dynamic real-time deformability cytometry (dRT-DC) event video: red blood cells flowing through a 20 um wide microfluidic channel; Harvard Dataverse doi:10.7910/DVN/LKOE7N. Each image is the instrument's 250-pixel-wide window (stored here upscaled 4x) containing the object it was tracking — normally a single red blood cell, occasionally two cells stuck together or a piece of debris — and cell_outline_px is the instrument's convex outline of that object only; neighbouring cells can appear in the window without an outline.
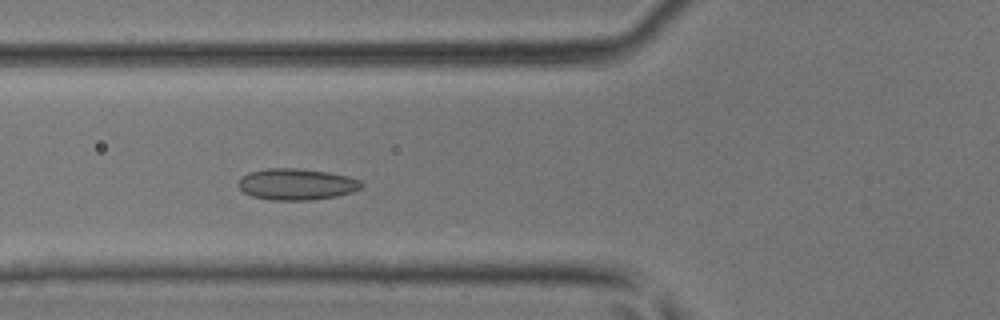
{"species": "common noctule bat (a hibernating species)", "species_latin": "Nyctalus noctula", "temperature_condition": "room temperature", "stored_images_in_passage": 43, "camera_frame_rate_fps": 3000, "um_per_image_px": 0.085, "animal": {"sex": "male", "body_mass_g": 17.9, "forearm_length_mm": 54.2}, "frame": {"image": 1, "passage_image": 15, "time_ms": 4.667, "image_size_px": [1000, 320], "cell_outline_px": [[364, 184], [360, 188], [352, 192], [336, 196], [308, 200], [272, 200], [252, 196], [244, 192], [240, 188], [240, 176], [248, 172], [264, 168], [296, 168], [328, 172], [348, 176], [360, 180]], "centroid_in_image_um": [25.2, 15.65], "position_along_channel_um": 100.6, "area_um2": 22.48}}
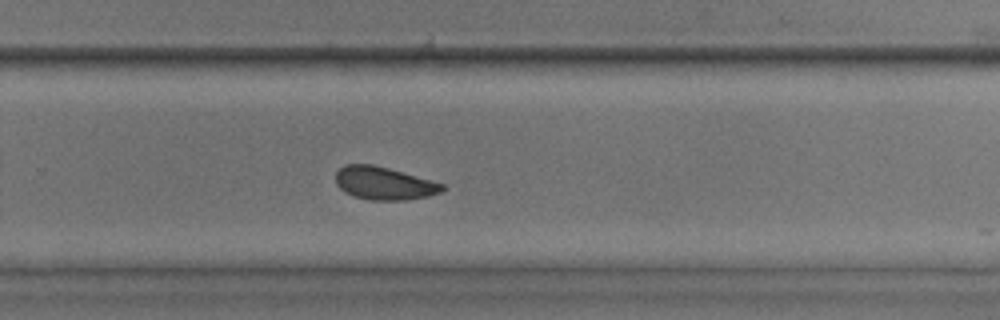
{"frame": {"image": 2, "passage_image": 28, "time_ms": 9.0, "image_size_px": [1000, 320], "cell_outline_px": [[444, 188], [440, 192], [428, 196], [408, 200], [372, 200], [352, 196], [344, 192], [336, 184], [336, 172], [344, 164], [372, 164], [388, 168], [444, 184]], "centroid_in_image_um": [32.6, 15.58], "position_along_channel_um": 297.2, "area_um2": 20.35}}
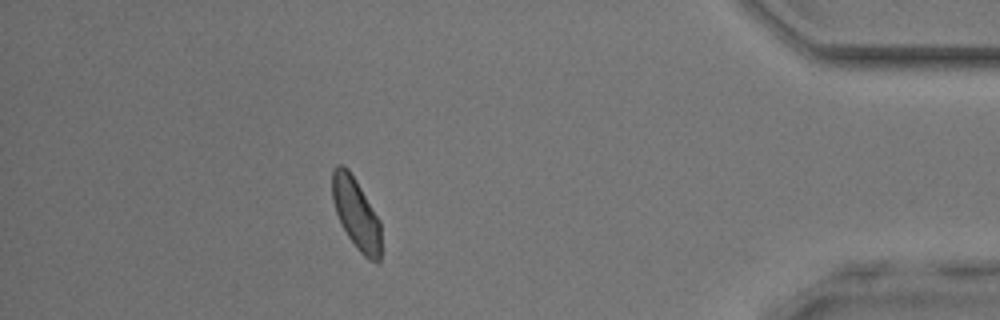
{"frame": {"image": 3, "passage_image": 38, "time_ms": 12.333, "image_size_px": [1000, 320], "cell_outline_px": [[380, 260], [376, 264], [368, 260], [356, 248], [348, 236], [336, 212], [332, 200], [332, 172], [336, 164], [344, 164], [348, 168], [356, 180], [380, 220]], "centroid_in_image_um": [30.27, 18.14], "position_along_channel_um": 404.9, "area_um2": 20.23}}